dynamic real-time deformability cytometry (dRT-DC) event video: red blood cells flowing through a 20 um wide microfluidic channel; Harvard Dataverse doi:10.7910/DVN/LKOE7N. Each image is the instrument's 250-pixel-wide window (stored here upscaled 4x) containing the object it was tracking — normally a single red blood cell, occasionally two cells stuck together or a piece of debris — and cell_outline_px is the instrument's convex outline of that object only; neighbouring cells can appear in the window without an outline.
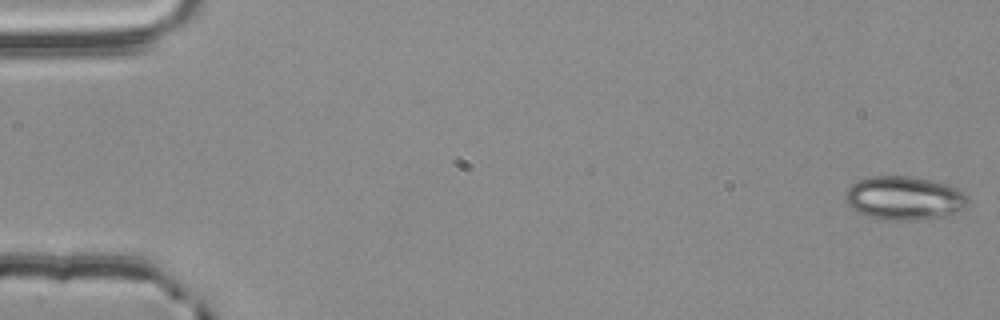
{"species": "common noctule bat (a hibernating species)", "species_latin": "Nyctalus noctula", "temperature_condition": "room temperature", "stored_images_in_passage": 17, "camera_frame_rate_fps": 3000, "um_per_image_px": 0.085, "animal": {"sex": "male", "body_mass_g": 20.4}, "frame": {"image": 1, "passage_image": 1, "time_ms": 0.0, "image_size_px": [1000, 320], "cell_outline_px": [[968, 204], [964, 208], [944, 216], [916, 220], [884, 220], [868, 216], [852, 208], [844, 200], [844, 192], [856, 180], [872, 176], [912, 176], [948, 184], [956, 188], [968, 196]], "centroid_in_image_um": [76.83, 16.83], "position_along_channel_um": 8.2, "area_um2": 31.27}}